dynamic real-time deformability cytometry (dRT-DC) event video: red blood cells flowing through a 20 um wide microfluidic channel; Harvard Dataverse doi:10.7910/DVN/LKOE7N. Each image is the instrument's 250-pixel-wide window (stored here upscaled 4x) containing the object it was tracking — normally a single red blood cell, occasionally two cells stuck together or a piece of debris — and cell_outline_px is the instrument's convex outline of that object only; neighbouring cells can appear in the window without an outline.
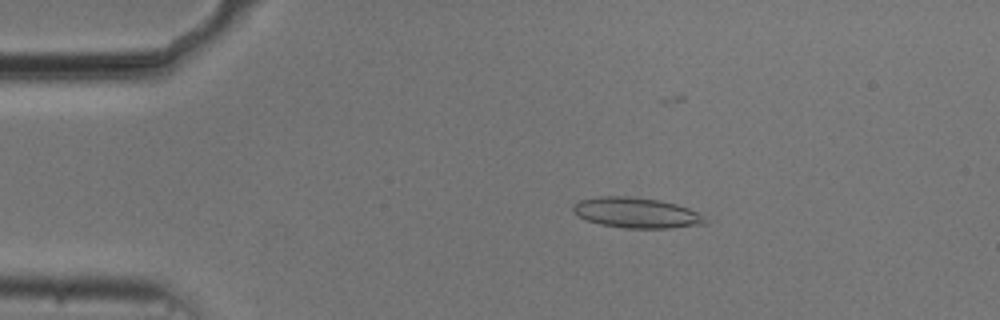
{"species": "common noctule bat (a hibernating species)", "species_latin": "Nyctalus noctula", "temperature_condition": "cold", "stored_images_in_passage": 46, "camera_frame_rate_fps": 3000, "um_per_image_px": 0.085, "animal": {"sex": "male", "body_mass_g": 20.5, "forearm_length_mm": 52.5}, "frame": {"image": 1, "passage_image": 13, "time_ms": 4.0, "image_size_px": [1000, 320], "cell_outline_px": [[708, 224], [672, 228], [624, 228], [600, 224], [576, 216], [572, 212], [572, 208], [580, 200], [600, 196], [628, 196], [660, 200], [676, 204], [688, 208], [704, 216], [708, 220]], "centroid_in_image_um": [54.11, 18.09], "position_along_channel_um": 30.9, "area_um2": 23.52}}
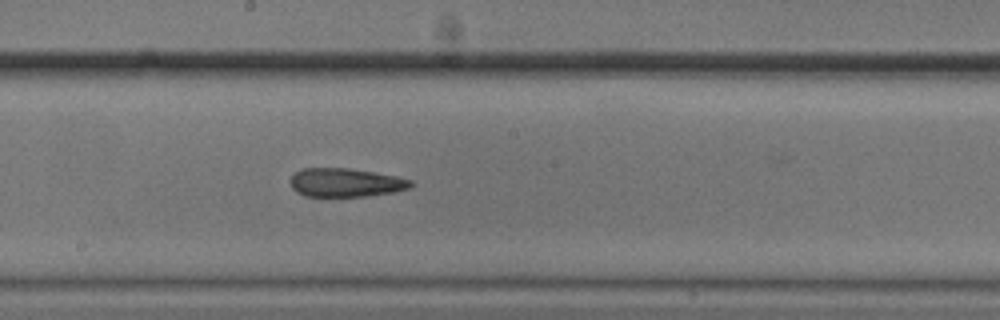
{"frame": {"image": 2, "passage_image": 32, "time_ms": 10.333, "image_size_px": [1000, 320], "cell_outline_px": [[416, 184], [408, 188], [396, 192], [368, 196], [304, 196], [296, 192], [292, 188], [288, 180], [300, 168], [348, 168], [396, 176], [412, 180]], "centroid_in_image_um": [29.37, 15.52], "position_along_channel_um": 218.8, "area_um2": 20.29}}
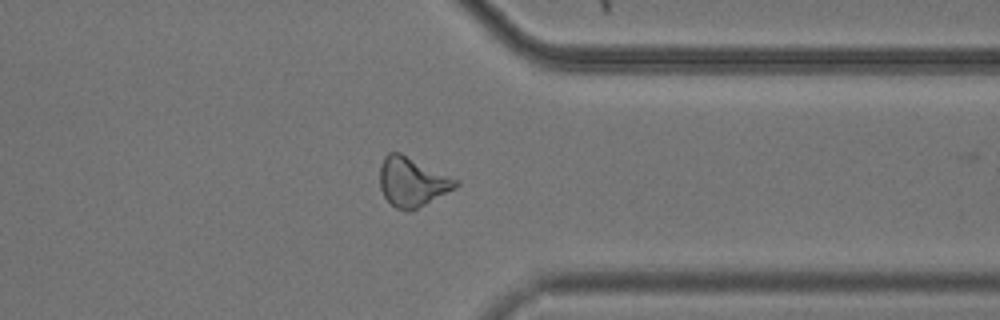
{"frame": {"image": 3, "passage_image": 45, "time_ms": 14.667, "image_size_px": [1000, 320], "cell_outline_px": [[460, 184], [456, 188], [408, 212], [396, 208], [384, 196], [380, 188], [380, 164], [384, 156], [388, 152], [400, 152], [460, 180]], "centroid_in_image_um": [35.04, 15.44], "position_along_channel_um": 376.4, "area_um2": 21.79}}